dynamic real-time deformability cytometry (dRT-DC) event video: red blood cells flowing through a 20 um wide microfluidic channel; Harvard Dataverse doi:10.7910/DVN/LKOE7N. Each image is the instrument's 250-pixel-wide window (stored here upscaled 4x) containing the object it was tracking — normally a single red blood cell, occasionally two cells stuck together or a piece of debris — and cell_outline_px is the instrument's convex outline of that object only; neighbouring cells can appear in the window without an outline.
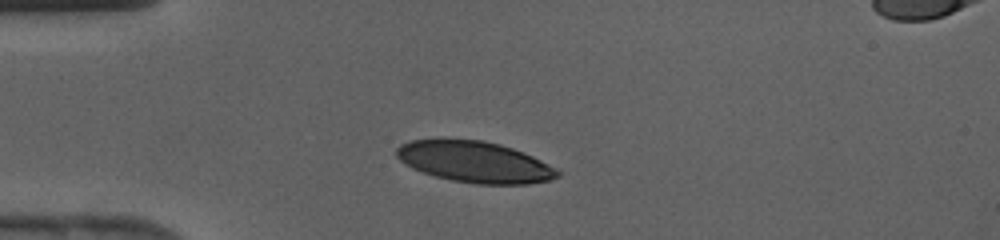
{"species": "human", "species_latin": "Homo sapiens", "temperature_condition": "cold", "stored_images_in_passage": 32, "camera_frame_rate_fps": 3000, "um_per_image_px": 0.085, "donor": {"sex": "female"}, "frame": {"image": 1, "passage_image": 1, "time_ms": 0.0, "image_size_px": [1000, 240], "cell_outline_px": [[560, 176], [548, 180], [528, 184], [476, 184], [452, 180], [436, 176], [412, 168], [404, 164], [396, 156], [396, 148], [400, 144], [412, 140], [444, 136], [484, 140], [500, 144], [524, 152], [556, 168], [560, 172]], "centroid_in_image_um": [40.29, 13.72], "position_along_channel_um": 44.7, "area_um2": 39.36}}
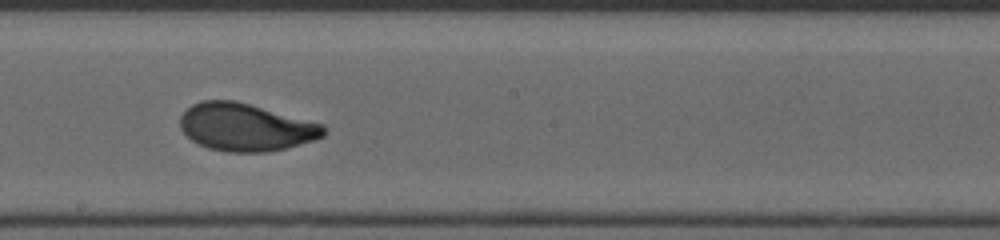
{"frame": {"image": 2, "passage_image": 14, "time_ms": 4.333, "image_size_px": [1000, 240], "cell_outline_px": [[324, 136], [288, 148], [268, 152], [228, 152], [208, 148], [192, 140], [180, 128], [180, 116], [192, 104], [200, 100], [232, 100], [248, 104], [324, 124]], "centroid_in_image_um": [20.87, 10.82], "position_along_channel_um": 227.3, "area_um2": 39.54}}
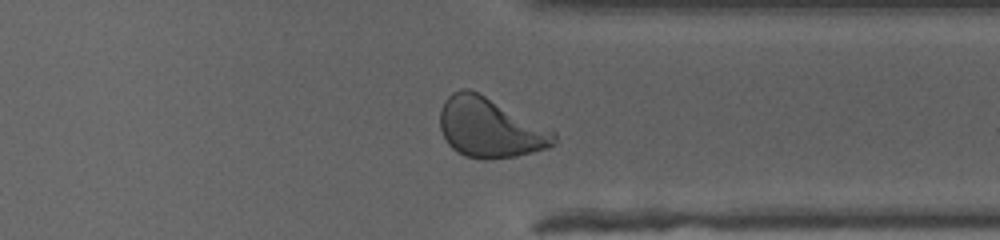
{"frame": {"image": 3, "passage_image": 23, "time_ms": 7.333, "image_size_px": [1000, 240], "cell_outline_px": [[556, 144], [548, 148], [516, 156], [484, 160], [480, 160], [464, 156], [456, 152], [448, 144], [440, 128], [440, 112], [444, 100], [452, 92], [460, 88], [468, 88], [556, 132]], "centroid_in_image_um": [41.62, 10.88], "position_along_channel_um": 369.8, "area_um2": 39.48}}